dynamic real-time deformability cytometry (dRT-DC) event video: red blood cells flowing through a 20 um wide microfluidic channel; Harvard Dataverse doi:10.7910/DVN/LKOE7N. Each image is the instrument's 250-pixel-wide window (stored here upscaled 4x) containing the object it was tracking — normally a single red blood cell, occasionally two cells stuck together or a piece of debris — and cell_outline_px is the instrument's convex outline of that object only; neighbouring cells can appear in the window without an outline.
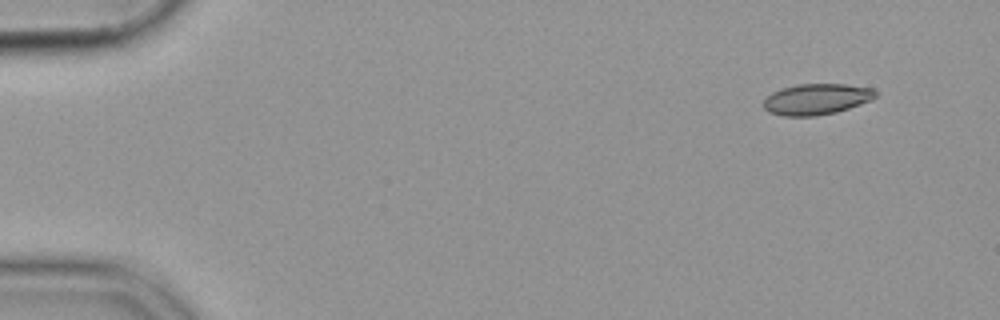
{"species": "common noctule bat (a hibernating species)", "species_latin": "Nyctalus noctula", "temperature_condition": "cold", "stored_images_in_passage": 53, "camera_frame_rate_fps": 3000, "um_per_image_px": 0.085, "animal": {"sex": "female", "body_mass_g": 19.9}, "frame": {"image": 1, "passage_image": 1, "time_ms": 0.0, "image_size_px": [1000, 320], "cell_outline_px": [[876, 96], [872, 100], [836, 112], [816, 116], [784, 116], [768, 112], [764, 108], [764, 100], [772, 92], [780, 88], [796, 84], [844, 84], [872, 88], [876, 92]], "centroid_in_image_um": [69.38, 8.43], "position_along_channel_um": 15.6, "area_um2": 20.23}}
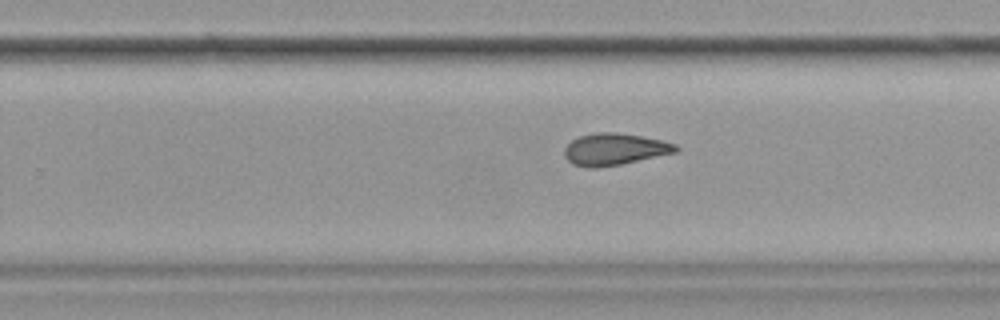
{"frame": {"image": 2, "passage_image": 32, "time_ms": 10.333, "image_size_px": [1000, 320], "cell_outline_px": [[680, 148], [676, 152], [620, 164], [596, 168], [588, 168], [572, 164], [564, 156], [564, 148], [572, 140], [580, 136], [596, 132], [616, 132], [640, 136], [660, 140], [676, 144]], "centroid_in_image_um": [52.2, 12.69], "position_along_channel_um": 277.6, "area_um2": 20.52}}
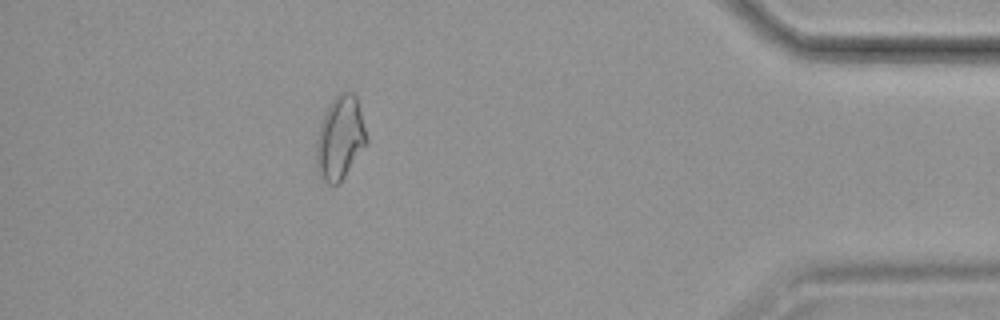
{"frame": {"image": 3, "passage_image": 46, "time_ms": 15.0, "image_size_px": [1000, 320], "cell_outline_px": [[368, 144], [340, 184], [328, 184], [316, 172], [316, 140], [320, 124], [332, 100], [340, 92], [352, 92], [356, 96], [368, 140]], "centroid_in_image_um": [28.91, 11.79], "position_along_channel_um": 406.3, "area_um2": 24.57}}